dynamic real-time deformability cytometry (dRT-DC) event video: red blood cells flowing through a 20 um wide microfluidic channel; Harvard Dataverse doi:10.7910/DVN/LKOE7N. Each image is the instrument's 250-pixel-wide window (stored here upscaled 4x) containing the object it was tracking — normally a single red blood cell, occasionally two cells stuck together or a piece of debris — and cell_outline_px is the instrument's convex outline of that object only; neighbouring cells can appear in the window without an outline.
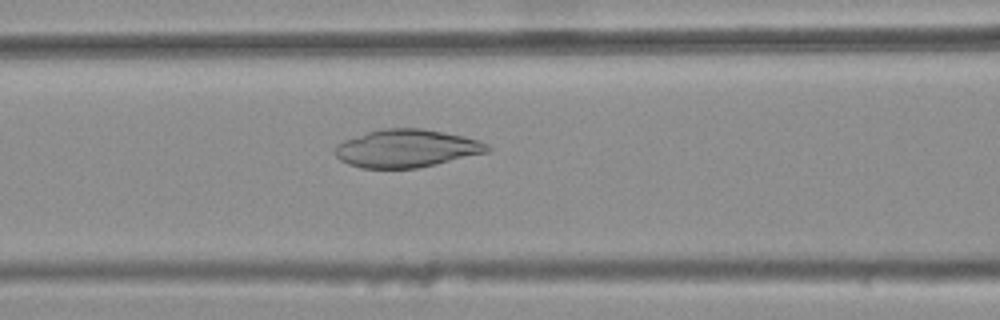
{"species": "common noctule bat (a hibernating species)", "species_latin": "Nyctalus noctula", "temperature_condition": "warm", "stored_images_in_passage": 41, "camera_frame_rate_fps": 3000, "um_per_image_px": 0.085, "animal": {"sex": "female", "body_mass_g": 25.1}, "frame": {"image": 1, "passage_image": 16, "time_ms": 5.0, "image_size_px": [1000, 320], "cell_outline_px": [[492, 148], [488, 152], [436, 164], [416, 168], [360, 168], [348, 164], [340, 160], [332, 152], [332, 148], [336, 144], [344, 140], [368, 132], [384, 128], [420, 128], [464, 136], [480, 140], [488, 144]], "centroid_in_image_um": [34.53, 12.61], "position_along_channel_um": 132.1, "area_um2": 33.76}}
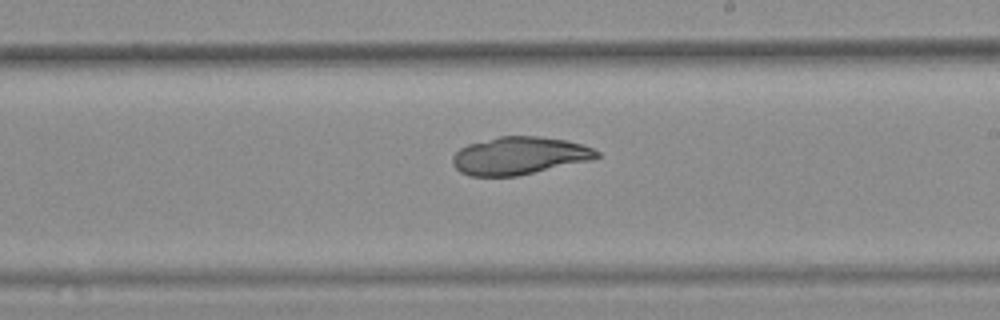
{"frame": {"image": 2, "passage_image": 25, "time_ms": 8.0, "image_size_px": [1000, 320], "cell_outline_px": [[600, 156], [592, 160], [516, 176], [468, 176], [460, 172], [452, 164], [452, 156], [460, 148], [468, 144], [500, 136], [540, 136], [564, 140], [584, 144], [600, 152]], "centroid_in_image_um": [44.14, 13.23], "position_along_channel_um": 244.9, "area_um2": 31.73}}
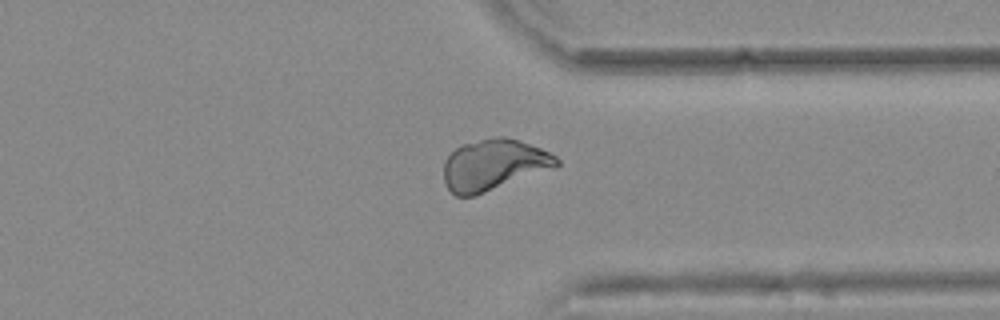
{"frame": {"image": 3, "passage_image": 35, "time_ms": 11.333, "image_size_px": [1000, 320], "cell_outline_px": [[560, 164], [556, 168], [476, 196], [456, 196], [444, 184], [444, 160], [460, 144], [492, 136], [504, 136], [540, 148], [556, 156], [560, 160]], "centroid_in_image_um": [41.97, 14.02], "position_along_channel_um": 369.4, "area_um2": 33.99}}